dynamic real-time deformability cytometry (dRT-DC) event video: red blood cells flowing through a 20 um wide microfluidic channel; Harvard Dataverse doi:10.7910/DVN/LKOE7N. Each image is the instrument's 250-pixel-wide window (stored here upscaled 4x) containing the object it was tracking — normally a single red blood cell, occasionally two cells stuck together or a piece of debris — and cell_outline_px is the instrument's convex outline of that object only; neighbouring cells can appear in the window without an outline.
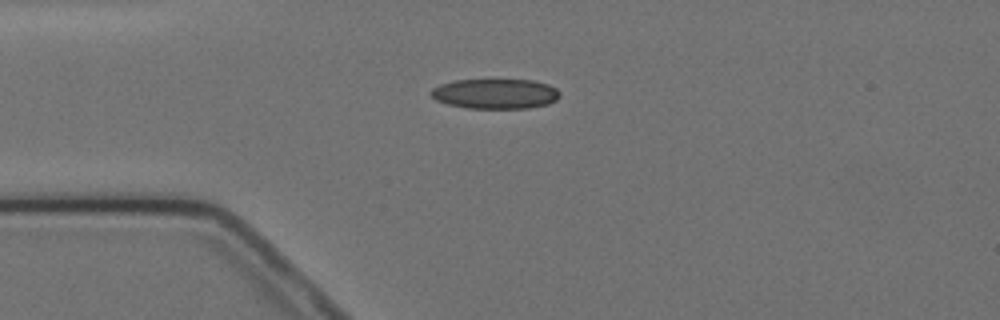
{"species": "Egyptian fruit bat (a non-hibernating species)", "species_latin": "Rousettus aegyptiacus", "temperature_condition": "cold", "stored_images_in_passage": 12, "camera_frame_rate_fps": 3000, "um_per_image_px": 0.085, "animal": {"sex": "female"}, "frame": {"image": 1, "passage_image": 1, "time_ms": 0.0, "image_size_px": [1000, 320], "cell_outline_px": [[560, 96], [556, 100], [548, 104], [528, 108], [468, 108], [448, 104], [436, 100], [428, 92], [432, 88], [440, 84], [456, 80], [532, 80], [548, 84], [556, 88], [560, 92]], "centroid_in_image_um": [42.1, 7.97], "position_along_channel_um": 42.9, "area_um2": 22.54}}
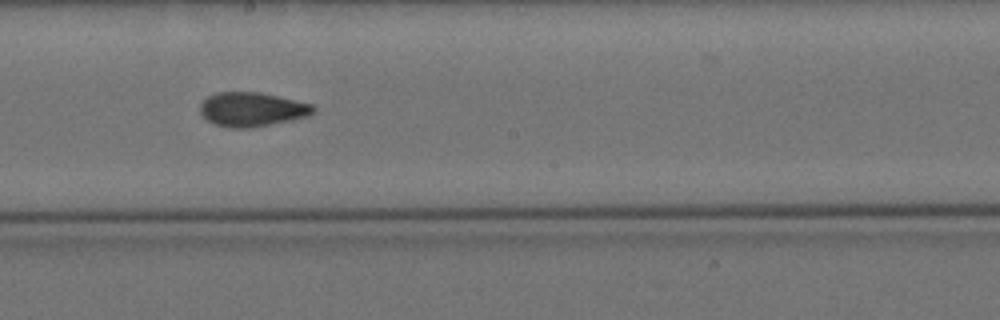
{"frame": {"image": 2, "passage_image": 6, "time_ms": 5.667, "image_size_px": [1000, 320], "cell_outline_px": [[316, 112], [308, 116], [292, 120], [248, 128], [232, 128], [216, 124], [208, 120], [200, 112], [200, 104], [208, 96], [216, 92], [260, 92], [312, 104], [316, 108]], "centroid_in_image_um": [21.44, 9.29], "position_along_channel_um": 226.8, "area_um2": 22.43}}
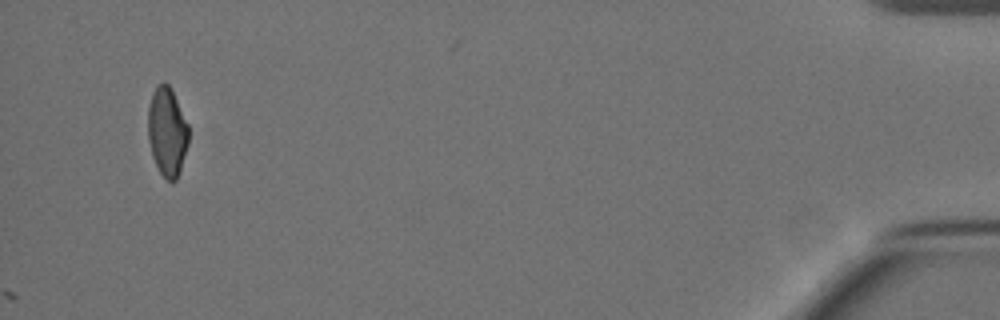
{"frame": {"image": 3, "passage_image": 12, "time_ms": 13.667, "image_size_px": [1000, 320], "cell_outline_px": [[188, 144], [180, 172], [176, 180], [168, 180], [160, 172], [152, 156], [148, 140], [148, 108], [152, 92], [164, 80], [172, 88], [188, 124]], "centroid_in_image_um": [14.21, 11.17], "position_along_channel_um": 421.0, "area_um2": 21.1}, "authors_computed_cell_mechanics": {"area_um2": 22.4553, "velocity_mm_per_s": 3.5124, "shape_relaxation_time_tau1_ms": 8.5464, "shape_relaxation_time_tau2_ms": 1.7358, "deformation_change_tau1": 0.1489, "deformation_change_tau2": 0.0475}}